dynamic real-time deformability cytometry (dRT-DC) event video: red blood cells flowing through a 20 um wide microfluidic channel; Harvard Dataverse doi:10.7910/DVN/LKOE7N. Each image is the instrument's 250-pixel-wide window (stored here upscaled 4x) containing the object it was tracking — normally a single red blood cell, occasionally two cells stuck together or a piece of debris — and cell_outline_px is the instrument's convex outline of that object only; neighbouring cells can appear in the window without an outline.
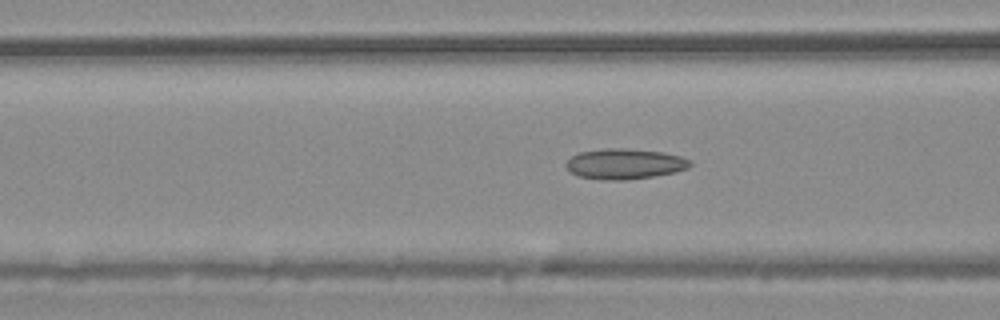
{"species": "common noctule bat (a hibernating species)", "species_latin": "Nyctalus noctula", "temperature_condition": "warm", "stored_images_in_passage": 42, "camera_frame_rate_fps": 3000, "um_per_image_px": 0.085, "animal": {"sex": "male", "body_mass_g": 20.4}, "frame": {"image": 1, "passage_image": 10, "time_ms": 3.0, "image_size_px": [1000, 320], "cell_outline_px": [[692, 164], [688, 168], [672, 172], [652, 176], [628, 180], [604, 180], [580, 176], [572, 172], [564, 164], [572, 156], [580, 152], [608, 148], [624, 148], [664, 152], [680, 156], [692, 160]], "centroid_in_image_um": [53.12, 13.92], "position_along_channel_um": 113.5, "area_um2": 21.85}}
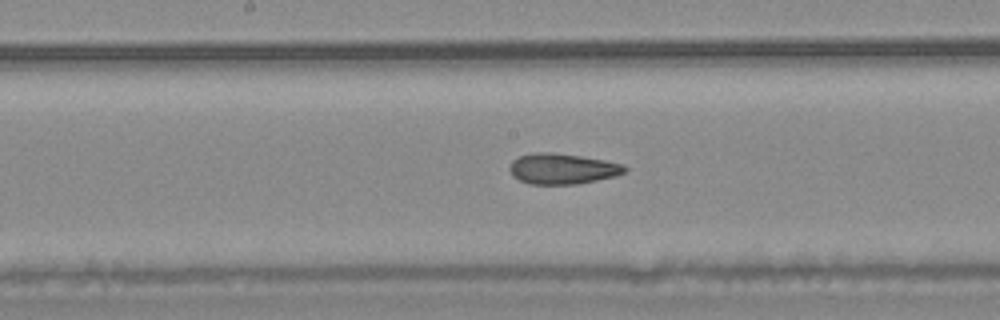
{"frame": {"image": 2, "passage_image": 17, "time_ms": 5.333, "image_size_px": [1000, 320], "cell_outline_px": [[628, 172], [616, 176], [576, 184], [528, 184], [512, 176], [508, 168], [512, 160], [520, 156], [532, 152], [552, 152], [580, 156], [604, 160], [624, 164], [628, 168]], "centroid_in_image_um": [47.8, 14.34], "position_along_channel_um": 200.4, "area_um2": 20.75}}
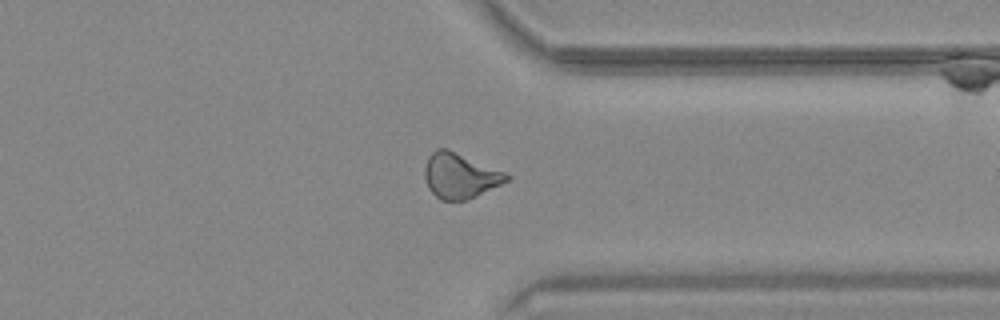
{"frame": {"image": 3, "passage_image": 31, "time_ms": 10.0, "image_size_px": [1000, 320], "cell_outline_px": [[512, 176], [508, 180], [468, 200], [440, 200], [428, 188], [424, 176], [424, 168], [428, 156], [436, 148], [448, 148], [504, 172]], "centroid_in_image_um": [39.06, 14.93], "position_along_channel_um": 372.3, "area_um2": 21.5}, "authors_computed_cell_mechanics": {"area_um2": 20.8658, "velocity_mm_per_s": 3.7207, "shape_relaxation_time_tau1_ms": null, "shape_relaxation_time_tau2_ms": 3.5539, "deformation_change_tau1": null, "deformation_change_tau2": 0.1267}}